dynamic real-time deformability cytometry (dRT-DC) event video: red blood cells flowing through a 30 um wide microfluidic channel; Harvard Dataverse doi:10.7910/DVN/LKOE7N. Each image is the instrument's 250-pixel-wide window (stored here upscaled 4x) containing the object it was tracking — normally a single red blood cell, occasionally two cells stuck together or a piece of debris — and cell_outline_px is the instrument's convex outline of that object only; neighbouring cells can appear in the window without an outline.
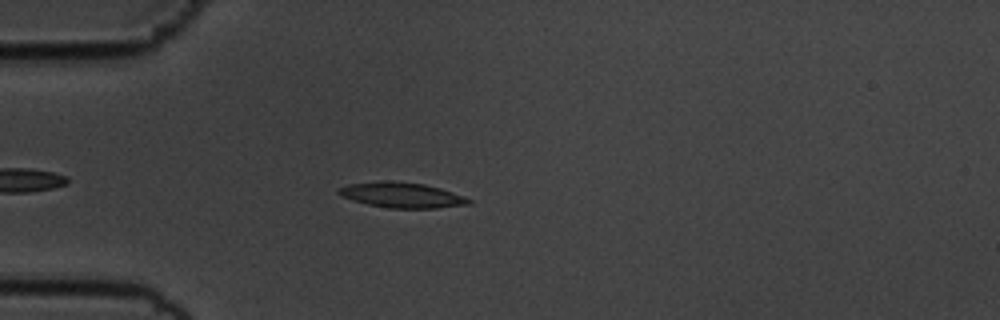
{"species": "common noctule bat (a hibernating species)", "species_latin": "Nyctalus noctula", "temperature_condition": "cold", "stored_images_in_passage": 23, "camera_frame_rate_fps": 3000, "um_per_image_px": 0.085, "animal": {"sex": "male", "body_mass_g": 19.5, "forearm_length_mm": 54.6}, "frame": {"image": 1, "passage_image": 8, "time_ms": 2.333, "image_size_px": [1000, 320], "cell_outline_px": [[472, 204], [436, 208], [388, 208], [368, 204], [352, 200], [340, 196], [336, 192], [340, 188], [348, 184], [380, 180], [392, 180], [424, 184], [440, 188], [464, 196], [472, 200]], "centroid_in_image_um": [34.14, 16.57], "position_along_channel_um": 50.9, "area_um2": 19.36}}
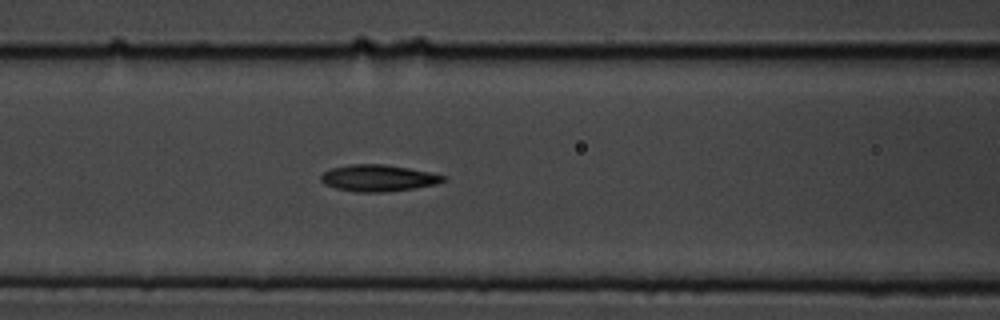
{"frame": {"image": 2, "passage_image": 16, "time_ms": 5.0, "image_size_px": [1000, 320], "cell_outline_px": [[448, 180], [436, 184], [412, 188], [384, 192], [356, 192], [336, 188], [324, 184], [320, 180], [320, 176], [324, 172], [332, 168], [352, 164], [384, 164], [432, 172], [448, 176]], "centroid_in_image_um": [32.18, 15.13], "position_along_channel_um": 134.4, "area_um2": 19.02}}
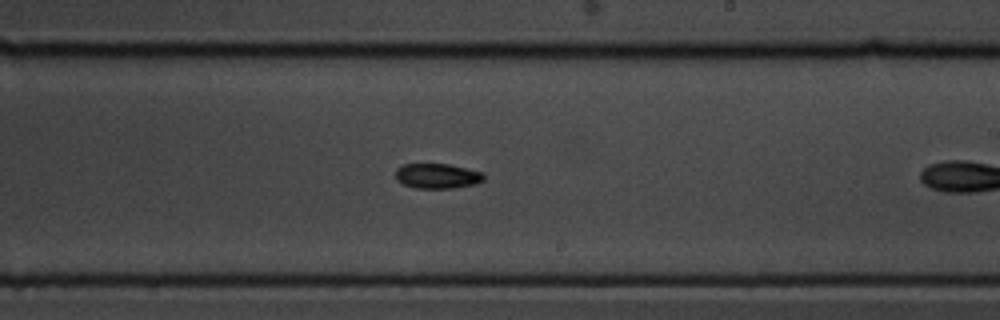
{"frame": {"image": 3, "passage_image": 22, "time_ms": 7.0, "image_size_px": [1000, 320], "cell_outline_px": [[484, 180], [476, 184], [452, 188], [416, 188], [404, 184], [396, 176], [396, 168], [404, 164], [448, 164], [484, 172]], "centroid_in_image_um": [37.21, 14.95], "position_along_channel_um": 251.8, "area_um2": 12.77}}